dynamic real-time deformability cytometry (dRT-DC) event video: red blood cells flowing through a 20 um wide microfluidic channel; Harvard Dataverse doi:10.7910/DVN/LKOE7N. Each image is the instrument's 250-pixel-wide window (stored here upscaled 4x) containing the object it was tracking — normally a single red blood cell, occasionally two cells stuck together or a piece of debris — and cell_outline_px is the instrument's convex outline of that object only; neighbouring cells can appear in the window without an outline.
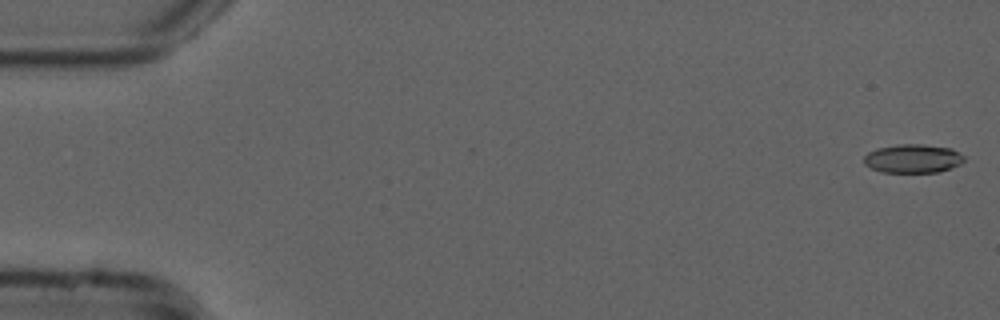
{"species": "common noctule bat (a hibernating species)", "species_latin": "Nyctalus noctula", "temperature_condition": "cold", "stored_images_in_passage": 16, "camera_frame_rate_fps": 3000, "um_per_image_px": 0.085, "animal": {"sex": "male", "forearm_length_mm": 52.5}, "frame": {"image": 1, "passage_image": 1, "time_ms": 0.0, "image_size_px": [1000, 320], "cell_outline_px": [[964, 160], [960, 164], [936, 172], [884, 172], [872, 168], [864, 164], [864, 156], [868, 152], [876, 148], [896, 144], [920, 144], [952, 148], [964, 156]], "centroid_in_image_um": [77.57, 13.46], "position_along_channel_um": 7.4, "area_um2": 16.65}}
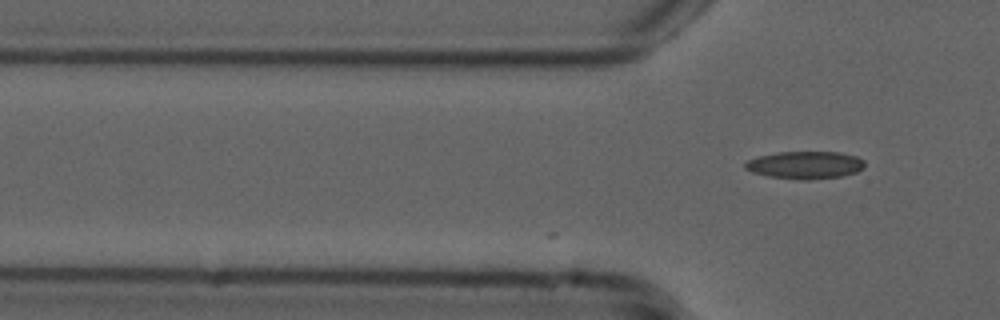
{"frame": {"image": 2, "passage_image": 16, "time_ms": 5.0, "image_size_px": [1000, 320], "cell_outline_px": [[864, 168], [856, 172], [840, 176], [808, 180], [800, 180], [768, 176], [752, 172], [744, 168], [744, 164], [748, 160], [760, 156], [776, 152], [840, 152], [856, 156], [864, 160]], "centroid_in_image_um": [68.44, 14.02], "position_along_channel_um": 57.4, "area_um2": 19.19}}